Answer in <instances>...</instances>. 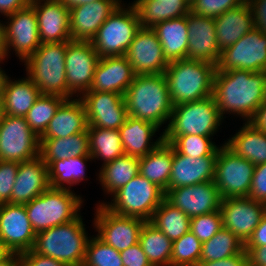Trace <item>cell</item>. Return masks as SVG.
<instances>
[{
	"mask_svg": "<svg viewBox=\"0 0 266 266\" xmlns=\"http://www.w3.org/2000/svg\"><path fill=\"white\" fill-rule=\"evenodd\" d=\"M139 243L152 266H170L173 242L149 221L141 229Z\"/></svg>",
	"mask_w": 266,
	"mask_h": 266,
	"instance_id": "74e56055",
	"label": "cell"
},
{
	"mask_svg": "<svg viewBox=\"0 0 266 266\" xmlns=\"http://www.w3.org/2000/svg\"><path fill=\"white\" fill-rule=\"evenodd\" d=\"M246 0H193L190 11L199 16L216 18L228 9L242 5Z\"/></svg>",
	"mask_w": 266,
	"mask_h": 266,
	"instance_id": "7dc6e473",
	"label": "cell"
},
{
	"mask_svg": "<svg viewBox=\"0 0 266 266\" xmlns=\"http://www.w3.org/2000/svg\"><path fill=\"white\" fill-rule=\"evenodd\" d=\"M129 116L155 124L170 121L173 105L164 74L136 75L124 95Z\"/></svg>",
	"mask_w": 266,
	"mask_h": 266,
	"instance_id": "7a4b0ae2",
	"label": "cell"
},
{
	"mask_svg": "<svg viewBox=\"0 0 266 266\" xmlns=\"http://www.w3.org/2000/svg\"><path fill=\"white\" fill-rule=\"evenodd\" d=\"M245 246H266V213Z\"/></svg>",
	"mask_w": 266,
	"mask_h": 266,
	"instance_id": "9f6ffc18",
	"label": "cell"
},
{
	"mask_svg": "<svg viewBox=\"0 0 266 266\" xmlns=\"http://www.w3.org/2000/svg\"><path fill=\"white\" fill-rule=\"evenodd\" d=\"M188 52L187 59L217 65L221 52L218 50L214 18L187 13Z\"/></svg>",
	"mask_w": 266,
	"mask_h": 266,
	"instance_id": "603a6c76",
	"label": "cell"
},
{
	"mask_svg": "<svg viewBox=\"0 0 266 266\" xmlns=\"http://www.w3.org/2000/svg\"><path fill=\"white\" fill-rule=\"evenodd\" d=\"M240 128L225 145L254 165L266 163V133L259 131L249 122H244Z\"/></svg>",
	"mask_w": 266,
	"mask_h": 266,
	"instance_id": "d6a6232c",
	"label": "cell"
},
{
	"mask_svg": "<svg viewBox=\"0 0 266 266\" xmlns=\"http://www.w3.org/2000/svg\"><path fill=\"white\" fill-rule=\"evenodd\" d=\"M9 252L3 247L0 243V261L8 254Z\"/></svg>",
	"mask_w": 266,
	"mask_h": 266,
	"instance_id": "e7e4bbea",
	"label": "cell"
},
{
	"mask_svg": "<svg viewBox=\"0 0 266 266\" xmlns=\"http://www.w3.org/2000/svg\"><path fill=\"white\" fill-rule=\"evenodd\" d=\"M20 266H67L51 257L35 253L32 249L17 255Z\"/></svg>",
	"mask_w": 266,
	"mask_h": 266,
	"instance_id": "f907efd6",
	"label": "cell"
},
{
	"mask_svg": "<svg viewBox=\"0 0 266 266\" xmlns=\"http://www.w3.org/2000/svg\"><path fill=\"white\" fill-rule=\"evenodd\" d=\"M120 255L123 266H152L139 242L120 251Z\"/></svg>",
	"mask_w": 266,
	"mask_h": 266,
	"instance_id": "816d5d0a",
	"label": "cell"
},
{
	"mask_svg": "<svg viewBox=\"0 0 266 266\" xmlns=\"http://www.w3.org/2000/svg\"><path fill=\"white\" fill-rule=\"evenodd\" d=\"M219 211L223 228L246 243L266 213V205L250 197H230L221 200Z\"/></svg>",
	"mask_w": 266,
	"mask_h": 266,
	"instance_id": "e0dca14e",
	"label": "cell"
},
{
	"mask_svg": "<svg viewBox=\"0 0 266 266\" xmlns=\"http://www.w3.org/2000/svg\"><path fill=\"white\" fill-rule=\"evenodd\" d=\"M214 24L220 52L235 44L255 27L253 13L247 0L242 5L228 9L214 18Z\"/></svg>",
	"mask_w": 266,
	"mask_h": 266,
	"instance_id": "4316f807",
	"label": "cell"
},
{
	"mask_svg": "<svg viewBox=\"0 0 266 266\" xmlns=\"http://www.w3.org/2000/svg\"><path fill=\"white\" fill-rule=\"evenodd\" d=\"M39 156L48 165L68 157L90 156L87 130L67 138H39Z\"/></svg>",
	"mask_w": 266,
	"mask_h": 266,
	"instance_id": "1f68e13d",
	"label": "cell"
},
{
	"mask_svg": "<svg viewBox=\"0 0 266 266\" xmlns=\"http://www.w3.org/2000/svg\"><path fill=\"white\" fill-rule=\"evenodd\" d=\"M136 74L126 56L100 57L89 91L125 95Z\"/></svg>",
	"mask_w": 266,
	"mask_h": 266,
	"instance_id": "cb8c5ba5",
	"label": "cell"
},
{
	"mask_svg": "<svg viewBox=\"0 0 266 266\" xmlns=\"http://www.w3.org/2000/svg\"><path fill=\"white\" fill-rule=\"evenodd\" d=\"M255 165L236 155L225 144L216 156L214 182L222 199L248 197Z\"/></svg>",
	"mask_w": 266,
	"mask_h": 266,
	"instance_id": "30bf717a",
	"label": "cell"
},
{
	"mask_svg": "<svg viewBox=\"0 0 266 266\" xmlns=\"http://www.w3.org/2000/svg\"><path fill=\"white\" fill-rule=\"evenodd\" d=\"M41 95L39 88L28 76L11 80L5 76L1 90V106L5 115L25 117Z\"/></svg>",
	"mask_w": 266,
	"mask_h": 266,
	"instance_id": "f546056e",
	"label": "cell"
},
{
	"mask_svg": "<svg viewBox=\"0 0 266 266\" xmlns=\"http://www.w3.org/2000/svg\"><path fill=\"white\" fill-rule=\"evenodd\" d=\"M248 266H266V246H245Z\"/></svg>",
	"mask_w": 266,
	"mask_h": 266,
	"instance_id": "11a10c76",
	"label": "cell"
},
{
	"mask_svg": "<svg viewBox=\"0 0 266 266\" xmlns=\"http://www.w3.org/2000/svg\"><path fill=\"white\" fill-rule=\"evenodd\" d=\"M149 222L161 230L172 242L190 230V218L165 199L155 210Z\"/></svg>",
	"mask_w": 266,
	"mask_h": 266,
	"instance_id": "ab89813d",
	"label": "cell"
},
{
	"mask_svg": "<svg viewBox=\"0 0 266 266\" xmlns=\"http://www.w3.org/2000/svg\"><path fill=\"white\" fill-rule=\"evenodd\" d=\"M100 169L98 180L106 194L112 196L140 173L139 158L124 154Z\"/></svg>",
	"mask_w": 266,
	"mask_h": 266,
	"instance_id": "d590c367",
	"label": "cell"
},
{
	"mask_svg": "<svg viewBox=\"0 0 266 266\" xmlns=\"http://www.w3.org/2000/svg\"><path fill=\"white\" fill-rule=\"evenodd\" d=\"M7 58L5 36H4V26L0 22V60H5Z\"/></svg>",
	"mask_w": 266,
	"mask_h": 266,
	"instance_id": "94428289",
	"label": "cell"
},
{
	"mask_svg": "<svg viewBox=\"0 0 266 266\" xmlns=\"http://www.w3.org/2000/svg\"><path fill=\"white\" fill-rule=\"evenodd\" d=\"M138 13L141 28H153L155 25L187 15L190 3L186 0H148L130 4Z\"/></svg>",
	"mask_w": 266,
	"mask_h": 266,
	"instance_id": "e575fe53",
	"label": "cell"
},
{
	"mask_svg": "<svg viewBox=\"0 0 266 266\" xmlns=\"http://www.w3.org/2000/svg\"><path fill=\"white\" fill-rule=\"evenodd\" d=\"M125 56L136 75L164 74L169 65L160 41L151 28H141L137 32Z\"/></svg>",
	"mask_w": 266,
	"mask_h": 266,
	"instance_id": "ffe728a7",
	"label": "cell"
},
{
	"mask_svg": "<svg viewBox=\"0 0 266 266\" xmlns=\"http://www.w3.org/2000/svg\"><path fill=\"white\" fill-rule=\"evenodd\" d=\"M216 68L218 71H266V34L254 27L221 52Z\"/></svg>",
	"mask_w": 266,
	"mask_h": 266,
	"instance_id": "7c38bea8",
	"label": "cell"
},
{
	"mask_svg": "<svg viewBox=\"0 0 266 266\" xmlns=\"http://www.w3.org/2000/svg\"><path fill=\"white\" fill-rule=\"evenodd\" d=\"M159 128L150 122L129 116L119 128L120 138L125 155L141 158L154 150L164 139L163 133L151 143Z\"/></svg>",
	"mask_w": 266,
	"mask_h": 266,
	"instance_id": "f1b7e54d",
	"label": "cell"
},
{
	"mask_svg": "<svg viewBox=\"0 0 266 266\" xmlns=\"http://www.w3.org/2000/svg\"><path fill=\"white\" fill-rule=\"evenodd\" d=\"M111 202L103 204L113 213L150 221L165 198V192L141 174L116 191Z\"/></svg>",
	"mask_w": 266,
	"mask_h": 266,
	"instance_id": "ba28073f",
	"label": "cell"
},
{
	"mask_svg": "<svg viewBox=\"0 0 266 266\" xmlns=\"http://www.w3.org/2000/svg\"><path fill=\"white\" fill-rule=\"evenodd\" d=\"M2 114H3V112H2L1 98H0V120H1Z\"/></svg>",
	"mask_w": 266,
	"mask_h": 266,
	"instance_id": "03108f58",
	"label": "cell"
},
{
	"mask_svg": "<svg viewBox=\"0 0 266 266\" xmlns=\"http://www.w3.org/2000/svg\"><path fill=\"white\" fill-rule=\"evenodd\" d=\"M140 29L137 10L129 4L123 8L121 3L98 29L91 42L99 57L125 56Z\"/></svg>",
	"mask_w": 266,
	"mask_h": 266,
	"instance_id": "9c48e42d",
	"label": "cell"
},
{
	"mask_svg": "<svg viewBox=\"0 0 266 266\" xmlns=\"http://www.w3.org/2000/svg\"><path fill=\"white\" fill-rule=\"evenodd\" d=\"M0 266H20L17 255L8 253L1 261Z\"/></svg>",
	"mask_w": 266,
	"mask_h": 266,
	"instance_id": "91938a15",
	"label": "cell"
},
{
	"mask_svg": "<svg viewBox=\"0 0 266 266\" xmlns=\"http://www.w3.org/2000/svg\"><path fill=\"white\" fill-rule=\"evenodd\" d=\"M202 242L191 230L174 240L170 266H196L200 262Z\"/></svg>",
	"mask_w": 266,
	"mask_h": 266,
	"instance_id": "ee69618b",
	"label": "cell"
},
{
	"mask_svg": "<svg viewBox=\"0 0 266 266\" xmlns=\"http://www.w3.org/2000/svg\"><path fill=\"white\" fill-rule=\"evenodd\" d=\"M19 163L0 160V205L11 203V192L16 180Z\"/></svg>",
	"mask_w": 266,
	"mask_h": 266,
	"instance_id": "c3c4849f",
	"label": "cell"
},
{
	"mask_svg": "<svg viewBox=\"0 0 266 266\" xmlns=\"http://www.w3.org/2000/svg\"><path fill=\"white\" fill-rule=\"evenodd\" d=\"M216 65L193 59L169 62L164 71L173 106L210 97Z\"/></svg>",
	"mask_w": 266,
	"mask_h": 266,
	"instance_id": "3957f363",
	"label": "cell"
},
{
	"mask_svg": "<svg viewBox=\"0 0 266 266\" xmlns=\"http://www.w3.org/2000/svg\"><path fill=\"white\" fill-rule=\"evenodd\" d=\"M67 42L41 43L25 61L27 76L41 94L58 95L73 99L67 89L65 57Z\"/></svg>",
	"mask_w": 266,
	"mask_h": 266,
	"instance_id": "5b68a950",
	"label": "cell"
},
{
	"mask_svg": "<svg viewBox=\"0 0 266 266\" xmlns=\"http://www.w3.org/2000/svg\"><path fill=\"white\" fill-rule=\"evenodd\" d=\"M87 133L93 160L102 159L104 165L124 155L119 130L88 127Z\"/></svg>",
	"mask_w": 266,
	"mask_h": 266,
	"instance_id": "f35d334b",
	"label": "cell"
},
{
	"mask_svg": "<svg viewBox=\"0 0 266 266\" xmlns=\"http://www.w3.org/2000/svg\"><path fill=\"white\" fill-rule=\"evenodd\" d=\"M216 156L198 158L182 155L173 148V161L168 189L213 181Z\"/></svg>",
	"mask_w": 266,
	"mask_h": 266,
	"instance_id": "484cf974",
	"label": "cell"
},
{
	"mask_svg": "<svg viewBox=\"0 0 266 266\" xmlns=\"http://www.w3.org/2000/svg\"><path fill=\"white\" fill-rule=\"evenodd\" d=\"M87 233L79 215L73 221L37 233L32 250L67 266H82L90 238Z\"/></svg>",
	"mask_w": 266,
	"mask_h": 266,
	"instance_id": "277c9868",
	"label": "cell"
},
{
	"mask_svg": "<svg viewBox=\"0 0 266 266\" xmlns=\"http://www.w3.org/2000/svg\"><path fill=\"white\" fill-rule=\"evenodd\" d=\"M30 4L37 17L41 43L71 41L70 12L61 0H30Z\"/></svg>",
	"mask_w": 266,
	"mask_h": 266,
	"instance_id": "44dd1931",
	"label": "cell"
},
{
	"mask_svg": "<svg viewBox=\"0 0 266 266\" xmlns=\"http://www.w3.org/2000/svg\"><path fill=\"white\" fill-rule=\"evenodd\" d=\"M164 199L190 219L218 211L222 200L214 181L168 189Z\"/></svg>",
	"mask_w": 266,
	"mask_h": 266,
	"instance_id": "d6986e66",
	"label": "cell"
},
{
	"mask_svg": "<svg viewBox=\"0 0 266 266\" xmlns=\"http://www.w3.org/2000/svg\"><path fill=\"white\" fill-rule=\"evenodd\" d=\"M163 139L180 154L193 158L217 156L219 149L213 138L203 135L163 136Z\"/></svg>",
	"mask_w": 266,
	"mask_h": 266,
	"instance_id": "7bdbcfd3",
	"label": "cell"
},
{
	"mask_svg": "<svg viewBox=\"0 0 266 266\" xmlns=\"http://www.w3.org/2000/svg\"><path fill=\"white\" fill-rule=\"evenodd\" d=\"M40 140L24 117L2 114L0 160L21 163L39 156Z\"/></svg>",
	"mask_w": 266,
	"mask_h": 266,
	"instance_id": "8fae6325",
	"label": "cell"
},
{
	"mask_svg": "<svg viewBox=\"0 0 266 266\" xmlns=\"http://www.w3.org/2000/svg\"><path fill=\"white\" fill-rule=\"evenodd\" d=\"M222 227L219 210L190 219V230L202 243L211 239Z\"/></svg>",
	"mask_w": 266,
	"mask_h": 266,
	"instance_id": "bcb514c9",
	"label": "cell"
},
{
	"mask_svg": "<svg viewBox=\"0 0 266 266\" xmlns=\"http://www.w3.org/2000/svg\"><path fill=\"white\" fill-rule=\"evenodd\" d=\"M248 197L266 204V163L255 165Z\"/></svg>",
	"mask_w": 266,
	"mask_h": 266,
	"instance_id": "681fc988",
	"label": "cell"
},
{
	"mask_svg": "<svg viewBox=\"0 0 266 266\" xmlns=\"http://www.w3.org/2000/svg\"><path fill=\"white\" fill-rule=\"evenodd\" d=\"M249 123L259 131L266 133V100L257 108Z\"/></svg>",
	"mask_w": 266,
	"mask_h": 266,
	"instance_id": "680465c9",
	"label": "cell"
},
{
	"mask_svg": "<svg viewBox=\"0 0 266 266\" xmlns=\"http://www.w3.org/2000/svg\"><path fill=\"white\" fill-rule=\"evenodd\" d=\"M3 61L4 60H0V63H3ZM5 76H6L5 71L0 67V97H1L2 84Z\"/></svg>",
	"mask_w": 266,
	"mask_h": 266,
	"instance_id": "be15d7a7",
	"label": "cell"
},
{
	"mask_svg": "<svg viewBox=\"0 0 266 266\" xmlns=\"http://www.w3.org/2000/svg\"><path fill=\"white\" fill-rule=\"evenodd\" d=\"M29 3L30 0H0V13L6 18Z\"/></svg>",
	"mask_w": 266,
	"mask_h": 266,
	"instance_id": "6f0895ef",
	"label": "cell"
},
{
	"mask_svg": "<svg viewBox=\"0 0 266 266\" xmlns=\"http://www.w3.org/2000/svg\"><path fill=\"white\" fill-rule=\"evenodd\" d=\"M36 233L27 216L25 205L5 203L0 205V243L16 255L31 250Z\"/></svg>",
	"mask_w": 266,
	"mask_h": 266,
	"instance_id": "2e32d148",
	"label": "cell"
},
{
	"mask_svg": "<svg viewBox=\"0 0 266 266\" xmlns=\"http://www.w3.org/2000/svg\"><path fill=\"white\" fill-rule=\"evenodd\" d=\"M145 1H148V0H135L134 2H145Z\"/></svg>",
	"mask_w": 266,
	"mask_h": 266,
	"instance_id": "003e7915",
	"label": "cell"
},
{
	"mask_svg": "<svg viewBox=\"0 0 266 266\" xmlns=\"http://www.w3.org/2000/svg\"><path fill=\"white\" fill-rule=\"evenodd\" d=\"M82 266H123V261L119 251L94 236L87 241Z\"/></svg>",
	"mask_w": 266,
	"mask_h": 266,
	"instance_id": "f6af8a7d",
	"label": "cell"
},
{
	"mask_svg": "<svg viewBox=\"0 0 266 266\" xmlns=\"http://www.w3.org/2000/svg\"><path fill=\"white\" fill-rule=\"evenodd\" d=\"M196 266H248V256L244 250L240 254L217 261L199 262Z\"/></svg>",
	"mask_w": 266,
	"mask_h": 266,
	"instance_id": "db71d44e",
	"label": "cell"
},
{
	"mask_svg": "<svg viewBox=\"0 0 266 266\" xmlns=\"http://www.w3.org/2000/svg\"><path fill=\"white\" fill-rule=\"evenodd\" d=\"M152 30L157 35L168 62L187 59L188 26L187 15L163 21Z\"/></svg>",
	"mask_w": 266,
	"mask_h": 266,
	"instance_id": "4dcf8cb0",
	"label": "cell"
},
{
	"mask_svg": "<svg viewBox=\"0 0 266 266\" xmlns=\"http://www.w3.org/2000/svg\"><path fill=\"white\" fill-rule=\"evenodd\" d=\"M79 98L85 105L88 127L119 130L128 117L124 95L119 93L87 91Z\"/></svg>",
	"mask_w": 266,
	"mask_h": 266,
	"instance_id": "ac0fdd59",
	"label": "cell"
},
{
	"mask_svg": "<svg viewBox=\"0 0 266 266\" xmlns=\"http://www.w3.org/2000/svg\"><path fill=\"white\" fill-rule=\"evenodd\" d=\"M249 3L255 27L266 34V0H247Z\"/></svg>",
	"mask_w": 266,
	"mask_h": 266,
	"instance_id": "f5cc1de1",
	"label": "cell"
},
{
	"mask_svg": "<svg viewBox=\"0 0 266 266\" xmlns=\"http://www.w3.org/2000/svg\"><path fill=\"white\" fill-rule=\"evenodd\" d=\"M6 17L8 21L3 26L7 57L12 48L19 60L24 62L41 45L34 7L29 3Z\"/></svg>",
	"mask_w": 266,
	"mask_h": 266,
	"instance_id": "9a60e30c",
	"label": "cell"
},
{
	"mask_svg": "<svg viewBox=\"0 0 266 266\" xmlns=\"http://www.w3.org/2000/svg\"><path fill=\"white\" fill-rule=\"evenodd\" d=\"M212 96L222 119L224 114L237 115L249 120L266 100V71L216 69Z\"/></svg>",
	"mask_w": 266,
	"mask_h": 266,
	"instance_id": "6da1fadb",
	"label": "cell"
},
{
	"mask_svg": "<svg viewBox=\"0 0 266 266\" xmlns=\"http://www.w3.org/2000/svg\"><path fill=\"white\" fill-rule=\"evenodd\" d=\"M172 161L173 147L163 140L154 150L139 158V174L166 192L169 187Z\"/></svg>",
	"mask_w": 266,
	"mask_h": 266,
	"instance_id": "836d02e7",
	"label": "cell"
},
{
	"mask_svg": "<svg viewBox=\"0 0 266 266\" xmlns=\"http://www.w3.org/2000/svg\"><path fill=\"white\" fill-rule=\"evenodd\" d=\"M50 187L48 166L40 156L19 163L11 192L12 204H26Z\"/></svg>",
	"mask_w": 266,
	"mask_h": 266,
	"instance_id": "d4e9b609",
	"label": "cell"
},
{
	"mask_svg": "<svg viewBox=\"0 0 266 266\" xmlns=\"http://www.w3.org/2000/svg\"><path fill=\"white\" fill-rule=\"evenodd\" d=\"M244 250L245 243L222 227L211 239L202 243L200 262L217 261L240 254Z\"/></svg>",
	"mask_w": 266,
	"mask_h": 266,
	"instance_id": "60d3db41",
	"label": "cell"
},
{
	"mask_svg": "<svg viewBox=\"0 0 266 266\" xmlns=\"http://www.w3.org/2000/svg\"><path fill=\"white\" fill-rule=\"evenodd\" d=\"M222 122L219 109L211 95L199 101L173 106L170 121L162 133L163 136L203 135L211 137L216 134Z\"/></svg>",
	"mask_w": 266,
	"mask_h": 266,
	"instance_id": "52a82bcc",
	"label": "cell"
},
{
	"mask_svg": "<svg viewBox=\"0 0 266 266\" xmlns=\"http://www.w3.org/2000/svg\"><path fill=\"white\" fill-rule=\"evenodd\" d=\"M65 100L62 96L49 94H41L36 99L24 118L38 137L45 132L50 120Z\"/></svg>",
	"mask_w": 266,
	"mask_h": 266,
	"instance_id": "b9f144b4",
	"label": "cell"
},
{
	"mask_svg": "<svg viewBox=\"0 0 266 266\" xmlns=\"http://www.w3.org/2000/svg\"><path fill=\"white\" fill-rule=\"evenodd\" d=\"M82 197L70 189L49 187L24 204L35 233L73 221L80 215Z\"/></svg>",
	"mask_w": 266,
	"mask_h": 266,
	"instance_id": "8992f818",
	"label": "cell"
},
{
	"mask_svg": "<svg viewBox=\"0 0 266 266\" xmlns=\"http://www.w3.org/2000/svg\"><path fill=\"white\" fill-rule=\"evenodd\" d=\"M99 59L91 41H67V89L75 96L77 93V98L90 90Z\"/></svg>",
	"mask_w": 266,
	"mask_h": 266,
	"instance_id": "5bb4252c",
	"label": "cell"
},
{
	"mask_svg": "<svg viewBox=\"0 0 266 266\" xmlns=\"http://www.w3.org/2000/svg\"><path fill=\"white\" fill-rule=\"evenodd\" d=\"M88 128L86 109L80 98L66 99L39 138H67Z\"/></svg>",
	"mask_w": 266,
	"mask_h": 266,
	"instance_id": "83f0119b",
	"label": "cell"
},
{
	"mask_svg": "<svg viewBox=\"0 0 266 266\" xmlns=\"http://www.w3.org/2000/svg\"><path fill=\"white\" fill-rule=\"evenodd\" d=\"M101 203V204H100ZM97 204L94 227L97 237L117 251H123L139 242L146 221L113 213L102 202Z\"/></svg>",
	"mask_w": 266,
	"mask_h": 266,
	"instance_id": "4fadbf2b",
	"label": "cell"
},
{
	"mask_svg": "<svg viewBox=\"0 0 266 266\" xmlns=\"http://www.w3.org/2000/svg\"><path fill=\"white\" fill-rule=\"evenodd\" d=\"M93 160L91 156L68 157L51 161L48 166L50 187L69 189L85 179L86 162ZM66 185L68 186H65Z\"/></svg>",
	"mask_w": 266,
	"mask_h": 266,
	"instance_id": "8d00e7d4",
	"label": "cell"
},
{
	"mask_svg": "<svg viewBox=\"0 0 266 266\" xmlns=\"http://www.w3.org/2000/svg\"><path fill=\"white\" fill-rule=\"evenodd\" d=\"M122 0H96L69 9L71 41H91Z\"/></svg>",
	"mask_w": 266,
	"mask_h": 266,
	"instance_id": "7402d4cb",
	"label": "cell"
},
{
	"mask_svg": "<svg viewBox=\"0 0 266 266\" xmlns=\"http://www.w3.org/2000/svg\"><path fill=\"white\" fill-rule=\"evenodd\" d=\"M61 1L68 9H70L74 6L91 3V2H94L96 0H61Z\"/></svg>",
	"mask_w": 266,
	"mask_h": 266,
	"instance_id": "6125c7cd",
	"label": "cell"
}]
</instances>
